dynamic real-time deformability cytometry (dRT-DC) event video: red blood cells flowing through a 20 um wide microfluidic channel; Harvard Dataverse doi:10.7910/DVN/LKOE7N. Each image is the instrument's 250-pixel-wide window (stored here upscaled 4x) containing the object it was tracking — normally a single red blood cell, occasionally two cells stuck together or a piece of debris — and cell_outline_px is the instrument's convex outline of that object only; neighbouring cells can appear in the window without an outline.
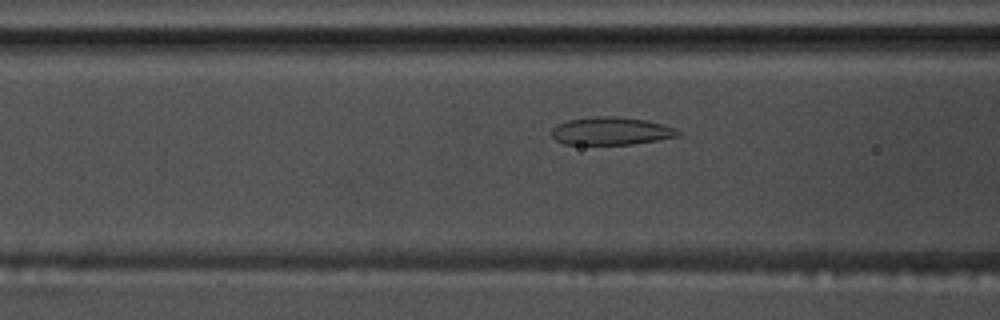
{"species": "common noctule bat (a hibernating species)", "species_latin": "Nyctalus noctula", "temperature_condition": "warm", "stored_images_in_passage": 56, "segment_of_instrument_passage": [1, 2], "camera_frame_rate_fps": 3000, "um_per_image_px": 0.085, "animal": {"sex": "male", "body_mass_g": 17.5, "forearm_length_mm": 52.3}, "frame": {"image": 1, "passage_image": 21, "time_ms": 6.667, "image_size_px": [1000, 320], "cell_outline_px": [[680, 136], [632, 144], [564, 144], [556, 140], [552, 136], [552, 128], [556, 124], [568, 120], [596, 116], [612, 116], [648, 120], [664, 124], [676, 128], [680, 132]], "centroid_in_image_um": [51.95, 11.13], "position_along_channel_um": 114.6, "area_um2": 20.52}}
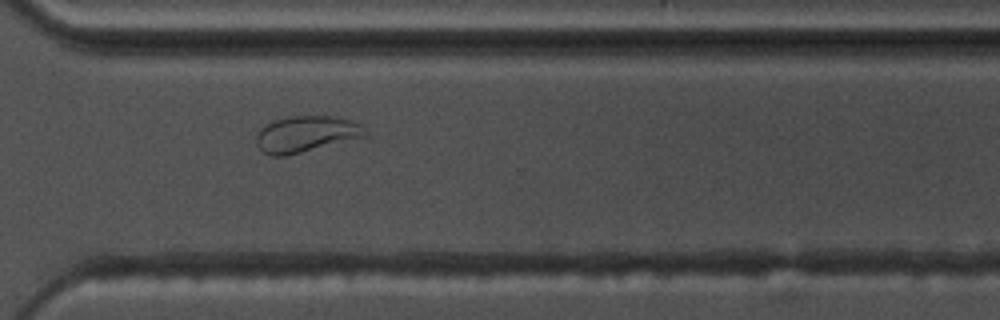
{"frame": {"image": 2, "passage_image": 40, "time_ms": 13.0, "image_size_px": [1000, 320], "cell_outline_px": [[368, 136], [284, 156], [272, 156], [260, 152], [256, 144], [256, 132], [264, 124], [288, 116], [332, 116], [352, 120], [360, 124], [368, 132]], "centroid_in_image_um": [25.98, 11.39], "position_along_channel_um": 344.6, "area_um2": 23.18}}
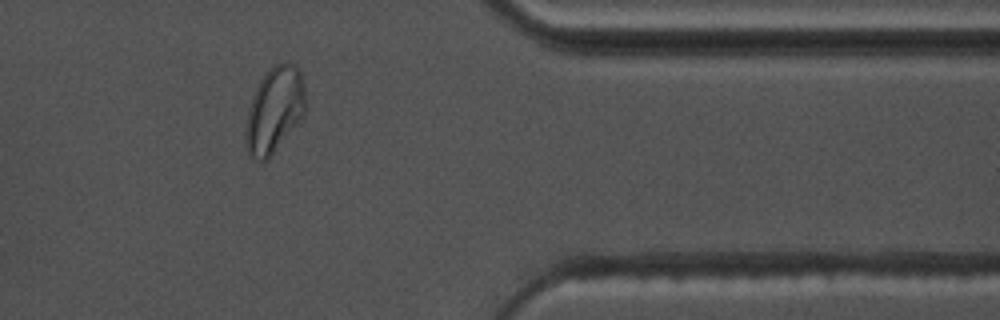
{"frame": {"image": 3, "passage_image": 45, "time_ms": 14.667, "image_size_px": [1000, 320], "cell_outline_px": [[308, 108], [304, 116], [272, 152], [264, 160], [256, 160], [248, 156], [248, 112], [252, 96], [260, 80], [276, 64], [284, 60], [296, 64], [300, 68], [304, 84], [308, 104]], "centroid_in_image_um": [23.42, 9.24], "position_along_channel_um": 388.0, "area_um2": 29.42}}